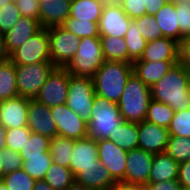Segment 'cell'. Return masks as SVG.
I'll use <instances>...</instances> for the list:
<instances>
[{
  "label": "cell",
  "instance_id": "obj_1",
  "mask_svg": "<svg viewBox=\"0 0 190 190\" xmlns=\"http://www.w3.org/2000/svg\"><path fill=\"white\" fill-rule=\"evenodd\" d=\"M150 90L151 99L169 105L174 111L190 108V87L183 65L179 62Z\"/></svg>",
  "mask_w": 190,
  "mask_h": 190
},
{
  "label": "cell",
  "instance_id": "obj_2",
  "mask_svg": "<svg viewBox=\"0 0 190 190\" xmlns=\"http://www.w3.org/2000/svg\"><path fill=\"white\" fill-rule=\"evenodd\" d=\"M132 74V64L105 60L92 77L95 94L118 103Z\"/></svg>",
  "mask_w": 190,
  "mask_h": 190
},
{
  "label": "cell",
  "instance_id": "obj_3",
  "mask_svg": "<svg viewBox=\"0 0 190 190\" xmlns=\"http://www.w3.org/2000/svg\"><path fill=\"white\" fill-rule=\"evenodd\" d=\"M151 100L150 87L146 86L134 73L129 77L124 91L118 101L121 117L126 122L141 123L145 121Z\"/></svg>",
  "mask_w": 190,
  "mask_h": 190
},
{
  "label": "cell",
  "instance_id": "obj_4",
  "mask_svg": "<svg viewBox=\"0 0 190 190\" xmlns=\"http://www.w3.org/2000/svg\"><path fill=\"white\" fill-rule=\"evenodd\" d=\"M90 119L87 122V137L95 141L109 139L111 133L123 123L118 104L95 94L91 108Z\"/></svg>",
  "mask_w": 190,
  "mask_h": 190
},
{
  "label": "cell",
  "instance_id": "obj_5",
  "mask_svg": "<svg viewBox=\"0 0 190 190\" xmlns=\"http://www.w3.org/2000/svg\"><path fill=\"white\" fill-rule=\"evenodd\" d=\"M104 61L100 37H84L79 39L75 56L64 68L72 75L92 78Z\"/></svg>",
  "mask_w": 190,
  "mask_h": 190
},
{
  "label": "cell",
  "instance_id": "obj_6",
  "mask_svg": "<svg viewBox=\"0 0 190 190\" xmlns=\"http://www.w3.org/2000/svg\"><path fill=\"white\" fill-rule=\"evenodd\" d=\"M68 89L66 105L88 122L95 97L93 79L69 73Z\"/></svg>",
  "mask_w": 190,
  "mask_h": 190
},
{
  "label": "cell",
  "instance_id": "obj_7",
  "mask_svg": "<svg viewBox=\"0 0 190 190\" xmlns=\"http://www.w3.org/2000/svg\"><path fill=\"white\" fill-rule=\"evenodd\" d=\"M55 67L52 62L16 65L18 95L34 99Z\"/></svg>",
  "mask_w": 190,
  "mask_h": 190
},
{
  "label": "cell",
  "instance_id": "obj_8",
  "mask_svg": "<svg viewBox=\"0 0 190 190\" xmlns=\"http://www.w3.org/2000/svg\"><path fill=\"white\" fill-rule=\"evenodd\" d=\"M15 65L51 62L47 28L42 27L34 36L10 54Z\"/></svg>",
  "mask_w": 190,
  "mask_h": 190
},
{
  "label": "cell",
  "instance_id": "obj_9",
  "mask_svg": "<svg viewBox=\"0 0 190 190\" xmlns=\"http://www.w3.org/2000/svg\"><path fill=\"white\" fill-rule=\"evenodd\" d=\"M51 62L56 67H65L75 56L79 38L62 26L47 28Z\"/></svg>",
  "mask_w": 190,
  "mask_h": 190
},
{
  "label": "cell",
  "instance_id": "obj_10",
  "mask_svg": "<svg viewBox=\"0 0 190 190\" xmlns=\"http://www.w3.org/2000/svg\"><path fill=\"white\" fill-rule=\"evenodd\" d=\"M69 72L64 67H55L35 96V100L48 107L66 103L68 95Z\"/></svg>",
  "mask_w": 190,
  "mask_h": 190
},
{
  "label": "cell",
  "instance_id": "obj_11",
  "mask_svg": "<svg viewBox=\"0 0 190 190\" xmlns=\"http://www.w3.org/2000/svg\"><path fill=\"white\" fill-rule=\"evenodd\" d=\"M50 112L57 126V135L73 140L87 137V121L73 112L66 103L50 107Z\"/></svg>",
  "mask_w": 190,
  "mask_h": 190
},
{
  "label": "cell",
  "instance_id": "obj_12",
  "mask_svg": "<svg viewBox=\"0 0 190 190\" xmlns=\"http://www.w3.org/2000/svg\"><path fill=\"white\" fill-rule=\"evenodd\" d=\"M96 143L101 166L110 172L116 182H125L128 152L109 139L99 140Z\"/></svg>",
  "mask_w": 190,
  "mask_h": 190
},
{
  "label": "cell",
  "instance_id": "obj_13",
  "mask_svg": "<svg viewBox=\"0 0 190 190\" xmlns=\"http://www.w3.org/2000/svg\"><path fill=\"white\" fill-rule=\"evenodd\" d=\"M153 156L140 148L128 151L125 183L142 187L148 184Z\"/></svg>",
  "mask_w": 190,
  "mask_h": 190
},
{
  "label": "cell",
  "instance_id": "obj_14",
  "mask_svg": "<svg viewBox=\"0 0 190 190\" xmlns=\"http://www.w3.org/2000/svg\"><path fill=\"white\" fill-rule=\"evenodd\" d=\"M132 19L120 4L104 5L98 26L100 36L124 38Z\"/></svg>",
  "mask_w": 190,
  "mask_h": 190
},
{
  "label": "cell",
  "instance_id": "obj_15",
  "mask_svg": "<svg viewBox=\"0 0 190 190\" xmlns=\"http://www.w3.org/2000/svg\"><path fill=\"white\" fill-rule=\"evenodd\" d=\"M100 167L96 141L89 137L74 140V149L69 166L74 176L79 171L99 169Z\"/></svg>",
  "mask_w": 190,
  "mask_h": 190
},
{
  "label": "cell",
  "instance_id": "obj_16",
  "mask_svg": "<svg viewBox=\"0 0 190 190\" xmlns=\"http://www.w3.org/2000/svg\"><path fill=\"white\" fill-rule=\"evenodd\" d=\"M138 131V148L152 154L166 151L170 137L167 128L149 123L145 120L138 124Z\"/></svg>",
  "mask_w": 190,
  "mask_h": 190
},
{
  "label": "cell",
  "instance_id": "obj_17",
  "mask_svg": "<svg viewBox=\"0 0 190 190\" xmlns=\"http://www.w3.org/2000/svg\"><path fill=\"white\" fill-rule=\"evenodd\" d=\"M30 98L16 96L0 102V122L7 129L27 126Z\"/></svg>",
  "mask_w": 190,
  "mask_h": 190
},
{
  "label": "cell",
  "instance_id": "obj_18",
  "mask_svg": "<svg viewBox=\"0 0 190 190\" xmlns=\"http://www.w3.org/2000/svg\"><path fill=\"white\" fill-rule=\"evenodd\" d=\"M27 117V126L32 132L50 139L57 136V126L51 115L50 107L35 99H30Z\"/></svg>",
  "mask_w": 190,
  "mask_h": 190
},
{
  "label": "cell",
  "instance_id": "obj_19",
  "mask_svg": "<svg viewBox=\"0 0 190 190\" xmlns=\"http://www.w3.org/2000/svg\"><path fill=\"white\" fill-rule=\"evenodd\" d=\"M135 61H178V42L168 37L147 41L142 56Z\"/></svg>",
  "mask_w": 190,
  "mask_h": 190
},
{
  "label": "cell",
  "instance_id": "obj_20",
  "mask_svg": "<svg viewBox=\"0 0 190 190\" xmlns=\"http://www.w3.org/2000/svg\"><path fill=\"white\" fill-rule=\"evenodd\" d=\"M41 28L39 21L21 16L14 27L4 34L9 55L19 46L26 43Z\"/></svg>",
  "mask_w": 190,
  "mask_h": 190
},
{
  "label": "cell",
  "instance_id": "obj_21",
  "mask_svg": "<svg viewBox=\"0 0 190 190\" xmlns=\"http://www.w3.org/2000/svg\"><path fill=\"white\" fill-rule=\"evenodd\" d=\"M71 0H43L40 2V25L44 28L61 26L70 14Z\"/></svg>",
  "mask_w": 190,
  "mask_h": 190
},
{
  "label": "cell",
  "instance_id": "obj_22",
  "mask_svg": "<svg viewBox=\"0 0 190 190\" xmlns=\"http://www.w3.org/2000/svg\"><path fill=\"white\" fill-rule=\"evenodd\" d=\"M179 61H133V73L148 87H152L157 81Z\"/></svg>",
  "mask_w": 190,
  "mask_h": 190
},
{
  "label": "cell",
  "instance_id": "obj_23",
  "mask_svg": "<svg viewBox=\"0 0 190 190\" xmlns=\"http://www.w3.org/2000/svg\"><path fill=\"white\" fill-rule=\"evenodd\" d=\"M179 163L167 153L154 154L149 176V183L177 180Z\"/></svg>",
  "mask_w": 190,
  "mask_h": 190
},
{
  "label": "cell",
  "instance_id": "obj_24",
  "mask_svg": "<svg viewBox=\"0 0 190 190\" xmlns=\"http://www.w3.org/2000/svg\"><path fill=\"white\" fill-rule=\"evenodd\" d=\"M155 21L164 37L180 41V28L176 14V5L170 0L154 15Z\"/></svg>",
  "mask_w": 190,
  "mask_h": 190
},
{
  "label": "cell",
  "instance_id": "obj_25",
  "mask_svg": "<svg viewBox=\"0 0 190 190\" xmlns=\"http://www.w3.org/2000/svg\"><path fill=\"white\" fill-rule=\"evenodd\" d=\"M75 182L93 190H107L116 181L110 172L101 166L99 169L79 171L75 175Z\"/></svg>",
  "mask_w": 190,
  "mask_h": 190
},
{
  "label": "cell",
  "instance_id": "obj_26",
  "mask_svg": "<svg viewBox=\"0 0 190 190\" xmlns=\"http://www.w3.org/2000/svg\"><path fill=\"white\" fill-rule=\"evenodd\" d=\"M104 4L99 0H71L69 17L80 21L99 22Z\"/></svg>",
  "mask_w": 190,
  "mask_h": 190
},
{
  "label": "cell",
  "instance_id": "obj_27",
  "mask_svg": "<svg viewBox=\"0 0 190 190\" xmlns=\"http://www.w3.org/2000/svg\"><path fill=\"white\" fill-rule=\"evenodd\" d=\"M100 41L105 60L133 63L128 57L127 45L124 38L100 36Z\"/></svg>",
  "mask_w": 190,
  "mask_h": 190
},
{
  "label": "cell",
  "instance_id": "obj_28",
  "mask_svg": "<svg viewBox=\"0 0 190 190\" xmlns=\"http://www.w3.org/2000/svg\"><path fill=\"white\" fill-rule=\"evenodd\" d=\"M138 133L137 123L123 121L114 133H111L109 140L128 152L138 148Z\"/></svg>",
  "mask_w": 190,
  "mask_h": 190
},
{
  "label": "cell",
  "instance_id": "obj_29",
  "mask_svg": "<svg viewBox=\"0 0 190 190\" xmlns=\"http://www.w3.org/2000/svg\"><path fill=\"white\" fill-rule=\"evenodd\" d=\"M16 96H19L16 65L9 59L0 63V102Z\"/></svg>",
  "mask_w": 190,
  "mask_h": 190
},
{
  "label": "cell",
  "instance_id": "obj_30",
  "mask_svg": "<svg viewBox=\"0 0 190 190\" xmlns=\"http://www.w3.org/2000/svg\"><path fill=\"white\" fill-rule=\"evenodd\" d=\"M74 149V140L64 136H54L50 139V154L52 162L69 167Z\"/></svg>",
  "mask_w": 190,
  "mask_h": 190
},
{
  "label": "cell",
  "instance_id": "obj_31",
  "mask_svg": "<svg viewBox=\"0 0 190 190\" xmlns=\"http://www.w3.org/2000/svg\"><path fill=\"white\" fill-rule=\"evenodd\" d=\"M44 180L54 190H67L75 182V176L69 167L52 162Z\"/></svg>",
  "mask_w": 190,
  "mask_h": 190
},
{
  "label": "cell",
  "instance_id": "obj_32",
  "mask_svg": "<svg viewBox=\"0 0 190 190\" xmlns=\"http://www.w3.org/2000/svg\"><path fill=\"white\" fill-rule=\"evenodd\" d=\"M175 111L167 104L150 100L145 120L168 129Z\"/></svg>",
  "mask_w": 190,
  "mask_h": 190
},
{
  "label": "cell",
  "instance_id": "obj_33",
  "mask_svg": "<svg viewBox=\"0 0 190 190\" xmlns=\"http://www.w3.org/2000/svg\"><path fill=\"white\" fill-rule=\"evenodd\" d=\"M49 149L50 138L31 132L29 141H26L19 153L22 160L26 161L27 157L51 156Z\"/></svg>",
  "mask_w": 190,
  "mask_h": 190
},
{
  "label": "cell",
  "instance_id": "obj_34",
  "mask_svg": "<svg viewBox=\"0 0 190 190\" xmlns=\"http://www.w3.org/2000/svg\"><path fill=\"white\" fill-rule=\"evenodd\" d=\"M127 50H128V57L132 60H138L143 54V51L147 45V41L145 38L140 34L136 23L132 20L124 36Z\"/></svg>",
  "mask_w": 190,
  "mask_h": 190
},
{
  "label": "cell",
  "instance_id": "obj_35",
  "mask_svg": "<svg viewBox=\"0 0 190 190\" xmlns=\"http://www.w3.org/2000/svg\"><path fill=\"white\" fill-rule=\"evenodd\" d=\"M98 23L99 22L80 21L68 17L61 26L80 39L84 37H100Z\"/></svg>",
  "mask_w": 190,
  "mask_h": 190
},
{
  "label": "cell",
  "instance_id": "obj_36",
  "mask_svg": "<svg viewBox=\"0 0 190 190\" xmlns=\"http://www.w3.org/2000/svg\"><path fill=\"white\" fill-rule=\"evenodd\" d=\"M165 153L179 164L190 160V138L170 136Z\"/></svg>",
  "mask_w": 190,
  "mask_h": 190
},
{
  "label": "cell",
  "instance_id": "obj_37",
  "mask_svg": "<svg viewBox=\"0 0 190 190\" xmlns=\"http://www.w3.org/2000/svg\"><path fill=\"white\" fill-rule=\"evenodd\" d=\"M52 163L51 156H35L27 157L23 161L22 169L36 181L44 179L50 165Z\"/></svg>",
  "mask_w": 190,
  "mask_h": 190
},
{
  "label": "cell",
  "instance_id": "obj_38",
  "mask_svg": "<svg viewBox=\"0 0 190 190\" xmlns=\"http://www.w3.org/2000/svg\"><path fill=\"white\" fill-rule=\"evenodd\" d=\"M1 180L7 186L8 190H33L36 181L23 169L6 173Z\"/></svg>",
  "mask_w": 190,
  "mask_h": 190
},
{
  "label": "cell",
  "instance_id": "obj_39",
  "mask_svg": "<svg viewBox=\"0 0 190 190\" xmlns=\"http://www.w3.org/2000/svg\"><path fill=\"white\" fill-rule=\"evenodd\" d=\"M168 131L170 136L190 138V108L175 111L170 121Z\"/></svg>",
  "mask_w": 190,
  "mask_h": 190
},
{
  "label": "cell",
  "instance_id": "obj_40",
  "mask_svg": "<svg viewBox=\"0 0 190 190\" xmlns=\"http://www.w3.org/2000/svg\"><path fill=\"white\" fill-rule=\"evenodd\" d=\"M136 23L140 34L146 41L163 38V33L157 25L154 16L144 15L139 18L133 19Z\"/></svg>",
  "mask_w": 190,
  "mask_h": 190
},
{
  "label": "cell",
  "instance_id": "obj_41",
  "mask_svg": "<svg viewBox=\"0 0 190 190\" xmlns=\"http://www.w3.org/2000/svg\"><path fill=\"white\" fill-rule=\"evenodd\" d=\"M31 130L28 126L14 129H7L6 145L12 151L20 152L26 141H29Z\"/></svg>",
  "mask_w": 190,
  "mask_h": 190
},
{
  "label": "cell",
  "instance_id": "obj_42",
  "mask_svg": "<svg viewBox=\"0 0 190 190\" xmlns=\"http://www.w3.org/2000/svg\"><path fill=\"white\" fill-rule=\"evenodd\" d=\"M21 17L14 0L0 8V33L5 34L19 21Z\"/></svg>",
  "mask_w": 190,
  "mask_h": 190
},
{
  "label": "cell",
  "instance_id": "obj_43",
  "mask_svg": "<svg viewBox=\"0 0 190 190\" xmlns=\"http://www.w3.org/2000/svg\"><path fill=\"white\" fill-rule=\"evenodd\" d=\"M176 5V14L180 28V40L190 35V0H170Z\"/></svg>",
  "mask_w": 190,
  "mask_h": 190
},
{
  "label": "cell",
  "instance_id": "obj_44",
  "mask_svg": "<svg viewBox=\"0 0 190 190\" xmlns=\"http://www.w3.org/2000/svg\"><path fill=\"white\" fill-rule=\"evenodd\" d=\"M2 155V169L4 174L22 169L23 160L19 152L4 148L0 151Z\"/></svg>",
  "mask_w": 190,
  "mask_h": 190
},
{
  "label": "cell",
  "instance_id": "obj_45",
  "mask_svg": "<svg viewBox=\"0 0 190 190\" xmlns=\"http://www.w3.org/2000/svg\"><path fill=\"white\" fill-rule=\"evenodd\" d=\"M14 2L21 16L33 18L40 23L39 0H14Z\"/></svg>",
  "mask_w": 190,
  "mask_h": 190
},
{
  "label": "cell",
  "instance_id": "obj_46",
  "mask_svg": "<svg viewBox=\"0 0 190 190\" xmlns=\"http://www.w3.org/2000/svg\"><path fill=\"white\" fill-rule=\"evenodd\" d=\"M120 5L132 20L146 15L145 0H122Z\"/></svg>",
  "mask_w": 190,
  "mask_h": 190
},
{
  "label": "cell",
  "instance_id": "obj_47",
  "mask_svg": "<svg viewBox=\"0 0 190 190\" xmlns=\"http://www.w3.org/2000/svg\"><path fill=\"white\" fill-rule=\"evenodd\" d=\"M144 190H180L181 185L178 180H167L162 182L148 183Z\"/></svg>",
  "mask_w": 190,
  "mask_h": 190
},
{
  "label": "cell",
  "instance_id": "obj_48",
  "mask_svg": "<svg viewBox=\"0 0 190 190\" xmlns=\"http://www.w3.org/2000/svg\"><path fill=\"white\" fill-rule=\"evenodd\" d=\"M178 61L190 62V35L182 37L178 42Z\"/></svg>",
  "mask_w": 190,
  "mask_h": 190
},
{
  "label": "cell",
  "instance_id": "obj_49",
  "mask_svg": "<svg viewBox=\"0 0 190 190\" xmlns=\"http://www.w3.org/2000/svg\"><path fill=\"white\" fill-rule=\"evenodd\" d=\"M177 180L181 186L190 187V160L179 164Z\"/></svg>",
  "mask_w": 190,
  "mask_h": 190
},
{
  "label": "cell",
  "instance_id": "obj_50",
  "mask_svg": "<svg viewBox=\"0 0 190 190\" xmlns=\"http://www.w3.org/2000/svg\"><path fill=\"white\" fill-rule=\"evenodd\" d=\"M169 0H145L146 15L154 16Z\"/></svg>",
  "mask_w": 190,
  "mask_h": 190
},
{
  "label": "cell",
  "instance_id": "obj_51",
  "mask_svg": "<svg viewBox=\"0 0 190 190\" xmlns=\"http://www.w3.org/2000/svg\"><path fill=\"white\" fill-rule=\"evenodd\" d=\"M107 190H144V188L142 186L132 185L121 181V182H115Z\"/></svg>",
  "mask_w": 190,
  "mask_h": 190
},
{
  "label": "cell",
  "instance_id": "obj_52",
  "mask_svg": "<svg viewBox=\"0 0 190 190\" xmlns=\"http://www.w3.org/2000/svg\"><path fill=\"white\" fill-rule=\"evenodd\" d=\"M10 55L7 51L5 35L0 33V63L8 61Z\"/></svg>",
  "mask_w": 190,
  "mask_h": 190
},
{
  "label": "cell",
  "instance_id": "obj_53",
  "mask_svg": "<svg viewBox=\"0 0 190 190\" xmlns=\"http://www.w3.org/2000/svg\"><path fill=\"white\" fill-rule=\"evenodd\" d=\"M6 132L7 128L0 122V151L7 147Z\"/></svg>",
  "mask_w": 190,
  "mask_h": 190
},
{
  "label": "cell",
  "instance_id": "obj_54",
  "mask_svg": "<svg viewBox=\"0 0 190 190\" xmlns=\"http://www.w3.org/2000/svg\"><path fill=\"white\" fill-rule=\"evenodd\" d=\"M33 190H54L51 188L44 179L35 181Z\"/></svg>",
  "mask_w": 190,
  "mask_h": 190
},
{
  "label": "cell",
  "instance_id": "obj_55",
  "mask_svg": "<svg viewBox=\"0 0 190 190\" xmlns=\"http://www.w3.org/2000/svg\"><path fill=\"white\" fill-rule=\"evenodd\" d=\"M183 65L186 78L188 79L189 87H190V62H179Z\"/></svg>",
  "mask_w": 190,
  "mask_h": 190
},
{
  "label": "cell",
  "instance_id": "obj_56",
  "mask_svg": "<svg viewBox=\"0 0 190 190\" xmlns=\"http://www.w3.org/2000/svg\"><path fill=\"white\" fill-rule=\"evenodd\" d=\"M67 190H93V189H89L84 185L74 182Z\"/></svg>",
  "mask_w": 190,
  "mask_h": 190
},
{
  "label": "cell",
  "instance_id": "obj_57",
  "mask_svg": "<svg viewBox=\"0 0 190 190\" xmlns=\"http://www.w3.org/2000/svg\"><path fill=\"white\" fill-rule=\"evenodd\" d=\"M104 5L121 4L122 0H99Z\"/></svg>",
  "mask_w": 190,
  "mask_h": 190
},
{
  "label": "cell",
  "instance_id": "obj_58",
  "mask_svg": "<svg viewBox=\"0 0 190 190\" xmlns=\"http://www.w3.org/2000/svg\"><path fill=\"white\" fill-rule=\"evenodd\" d=\"M4 172L2 169V155H0V180L3 178Z\"/></svg>",
  "mask_w": 190,
  "mask_h": 190
},
{
  "label": "cell",
  "instance_id": "obj_59",
  "mask_svg": "<svg viewBox=\"0 0 190 190\" xmlns=\"http://www.w3.org/2000/svg\"><path fill=\"white\" fill-rule=\"evenodd\" d=\"M12 0H0V8H2V6H4L5 4H9V2H11Z\"/></svg>",
  "mask_w": 190,
  "mask_h": 190
},
{
  "label": "cell",
  "instance_id": "obj_60",
  "mask_svg": "<svg viewBox=\"0 0 190 190\" xmlns=\"http://www.w3.org/2000/svg\"><path fill=\"white\" fill-rule=\"evenodd\" d=\"M0 190H8L7 186L0 180Z\"/></svg>",
  "mask_w": 190,
  "mask_h": 190
},
{
  "label": "cell",
  "instance_id": "obj_61",
  "mask_svg": "<svg viewBox=\"0 0 190 190\" xmlns=\"http://www.w3.org/2000/svg\"><path fill=\"white\" fill-rule=\"evenodd\" d=\"M180 190H190V187H187V186H181V189Z\"/></svg>",
  "mask_w": 190,
  "mask_h": 190
}]
</instances>
